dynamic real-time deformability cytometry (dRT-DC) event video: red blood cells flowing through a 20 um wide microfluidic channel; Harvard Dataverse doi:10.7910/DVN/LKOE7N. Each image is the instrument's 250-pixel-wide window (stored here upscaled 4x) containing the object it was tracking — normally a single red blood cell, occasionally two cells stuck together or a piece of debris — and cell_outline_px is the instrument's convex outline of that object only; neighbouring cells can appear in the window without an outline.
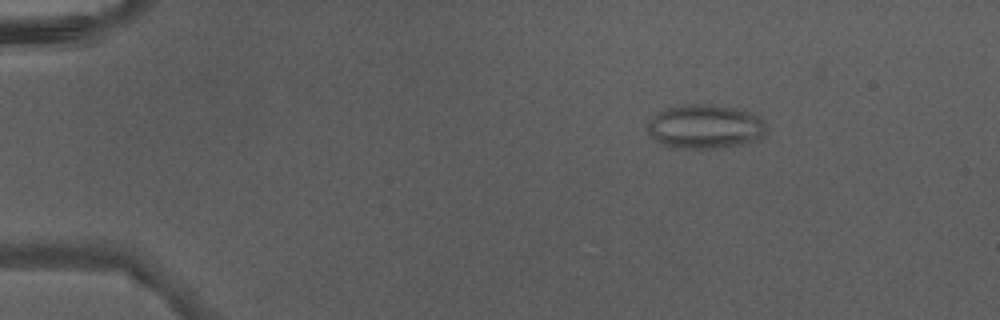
{"species": "Egyptian fruit bat (a non-hibernating species)", "species_latin": "Rousettus aegyptiacus", "temperature_condition": "warm", "stored_images_in_passage": 47, "camera_frame_rate_fps": 3000, "um_per_image_px": 0.085, "animal": {"sex": "male"}, "frame": {"image": 1, "passage_image": 8, "time_ms": 2.333, "image_size_px": [1000, 320], "cell_outline_px": [[764, 136], [756, 140], [728, 148], [680, 148], [660, 144], [652, 140], [648, 132], [648, 120], [656, 112], [664, 108], [680, 104], [704, 104], [732, 108], [756, 116], [764, 124]], "centroid_in_image_um": [59.83, 10.78], "position_along_channel_um": 25.2, "area_um2": 30.52}}
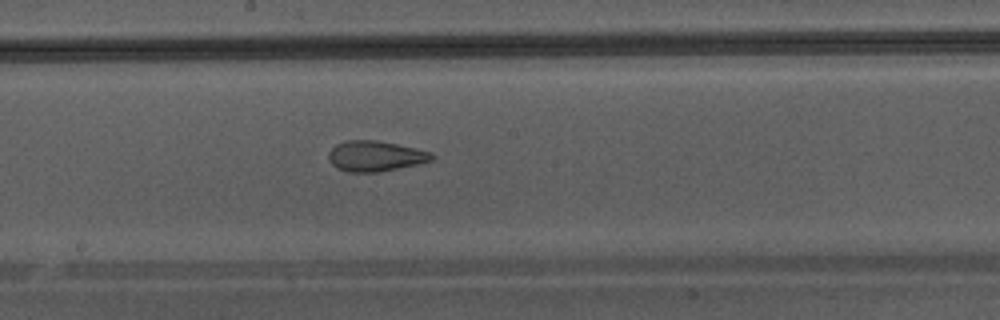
{"frame": {"image": 2, "passage_image": 27, "time_ms": 8.667, "image_size_px": [1000, 320], "cell_outline_px": [[436, 156], [432, 160], [416, 164], [376, 172], [348, 172], [336, 168], [332, 164], [328, 156], [328, 152], [336, 144], [344, 140], [376, 140], [416, 148], [432, 152]], "centroid_in_image_um": [31.88, 13.25], "position_along_channel_um": 216.3, "area_um2": 18.26}}